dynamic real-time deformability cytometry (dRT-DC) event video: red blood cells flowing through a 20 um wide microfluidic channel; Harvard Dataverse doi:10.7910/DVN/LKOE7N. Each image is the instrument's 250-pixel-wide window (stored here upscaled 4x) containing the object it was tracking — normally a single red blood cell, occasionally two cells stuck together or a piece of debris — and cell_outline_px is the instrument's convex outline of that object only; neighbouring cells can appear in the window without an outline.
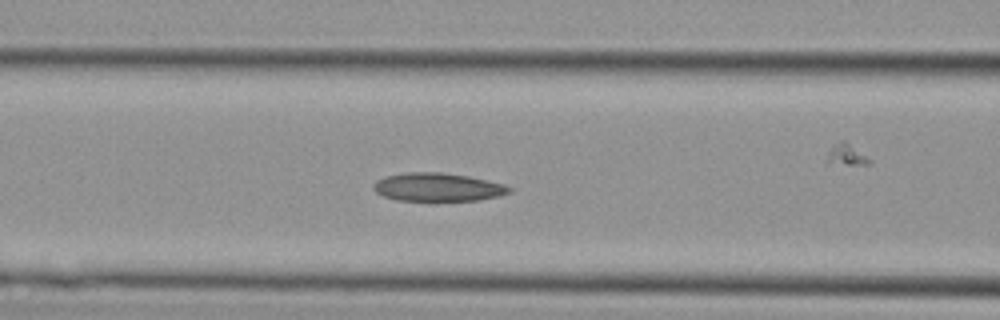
{"species": "Egyptian fruit bat (a non-hibernating species)", "species_latin": "Rousettus aegyptiacus", "temperature_condition": "cold", "stored_images_in_passage": 26, "camera_frame_rate_fps": 3000, "um_per_image_px": 0.085, "animal": {"sex": "female"}, "frame": {"image": 1, "passage_image": 3, "time_ms": 0.667, "image_size_px": [1000, 320], "cell_outline_px": [[512, 192], [480, 200], [396, 200], [384, 196], [376, 192], [372, 188], [372, 184], [376, 180], [384, 176], [408, 172], [440, 172], [468, 176], [504, 184], [512, 188]], "centroid_in_image_um": [37.18, 15.9], "position_along_channel_um": 129.4, "area_um2": 22.31}}
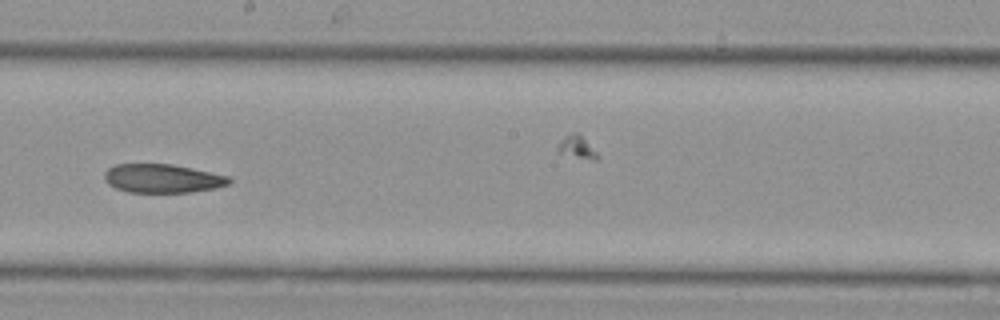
{"frame": {"image": 2, "passage_image": 9, "time_ms": 2.667, "image_size_px": [1000, 320], "cell_outline_px": [[232, 180], [228, 184], [216, 188], [192, 192], [128, 192], [116, 188], [108, 184], [104, 176], [104, 172], [108, 168], [116, 164], [172, 164], [192, 168], [228, 176]], "centroid_in_image_um": [13.8, 15.17], "position_along_channel_um": 234.4, "area_um2": 20.81}}
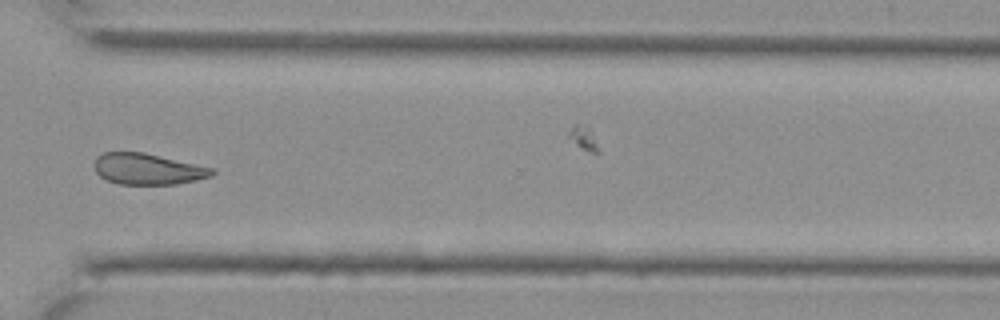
{"frame": {"image": 3, "passage_image": 16, "time_ms": 5.0, "image_size_px": [1000, 320], "cell_outline_px": [[216, 172], [212, 176], [196, 180], [176, 184], [120, 184], [108, 180], [100, 176], [96, 172], [96, 156], [104, 152], [144, 152], [216, 168]], "centroid_in_image_um": [12.62, 14.36], "position_along_channel_um": 358.0, "area_um2": 21.39}}